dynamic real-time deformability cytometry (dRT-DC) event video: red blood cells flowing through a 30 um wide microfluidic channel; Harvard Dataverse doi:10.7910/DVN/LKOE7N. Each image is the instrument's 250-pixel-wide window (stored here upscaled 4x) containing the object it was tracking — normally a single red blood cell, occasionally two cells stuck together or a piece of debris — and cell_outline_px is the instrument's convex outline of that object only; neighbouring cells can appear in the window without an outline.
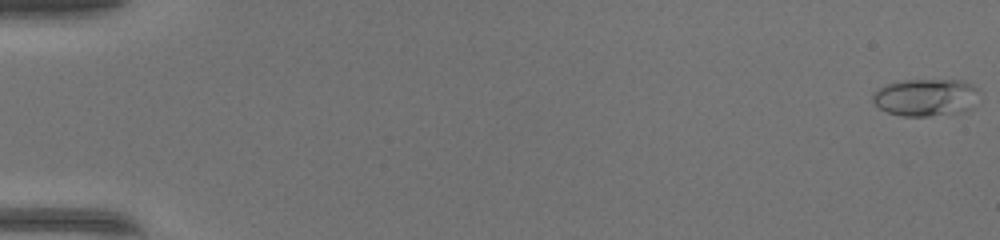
{"species": "common noctule bat (a hibernating species)", "species_latin": "Nyctalus noctula", "temperature_condition": "warm", "stored_images_in_passage": 51, "camera_frame_rate_fps": 3000, "um_per_image_px": 0.085, "animal": {"sex": "female", "body_mass_g": 17.0, "forearm_length_mm": 48.0}, "frame": {"image": 1, "passage_image": 1, "time_ms": 0.0, "image_size_px": [1000, 240], "cell_outline_px": [[980, 92], [972, 108], [960, 112], [928, 116], [900, 116], [888, 112], [880, 108], [872, 100], [872, 96], [880, 88], [888, 84], [904, 80], [964, 80], [972, 84]], "centroid_in_image_um": [78.73, 8.28], "position_along_channel_um": 6.3, "area_um2": 23.12}}
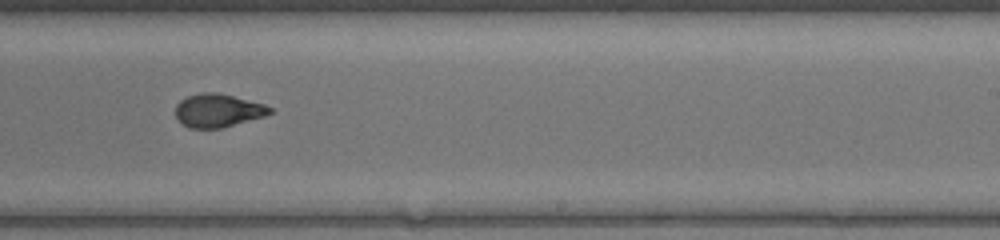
{"frame": {"image": 2, "passage_image": 33, "time_ms": 10.667, "image_size_px": [1000, 240], "cell_outline_px": [[272, 112], [264, 116], [220, 128], [188, 128], [176, 116], [176, 104], [180, 100], [188, 96], [204, 92], [216, 92], [264, 104], [272, 108]], "centroid_in_image_um": [18.51, 9.39], "position_along_channel_um": 270.5, "area_um2": 17.98}}
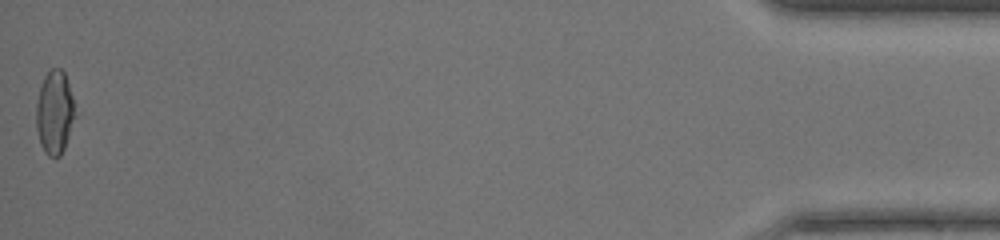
{"frame": {"image": 3, "passage_image": 51, "time_ms": 16.667, "image_size_px": [1000, 240], "cell_outline_px": [[76, 116], [64, 148], [60, 156], [48, 156], [44, 152], [40, 144], [36, 128], [36, 104], [40, 84], [44, 76], [52, 68], [60, 68], [64, 72], [72, 96]], "centroid_in_image_um": [4.63, 9.56], "position_along_channel_um": 430.6, "area_um2": 18.96}, "authors_computed_cell_mechanics": {"area_um2": 18.9584, "velocity_mm_per_s": 4.218, "shape_relaxation_time_tau1_ms": 6.2632, "shape_relaxation_time_tau2_ms": 1.1334, "deformation_change_tau1": 0.2319, "deformation_change_tau2": 0.0587}}